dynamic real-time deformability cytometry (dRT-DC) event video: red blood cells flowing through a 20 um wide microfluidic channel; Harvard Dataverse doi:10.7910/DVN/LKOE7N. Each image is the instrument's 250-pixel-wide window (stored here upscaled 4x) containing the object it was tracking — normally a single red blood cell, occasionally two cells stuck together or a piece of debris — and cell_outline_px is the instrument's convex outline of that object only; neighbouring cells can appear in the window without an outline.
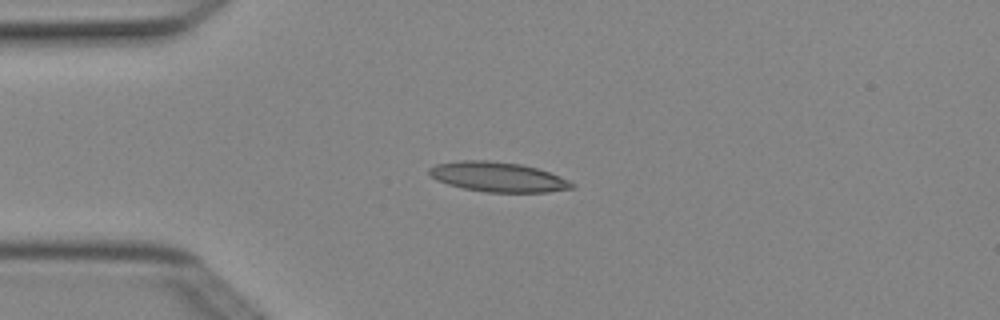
{"species": "Egyptian fruit bat (a non-hibernating species)", "species_latin": "Rousettus aegyptiacus", "temperature_condition": "cold", "stored_images_in_passage": 7, "camera_frame_rate_fps": 3000, "um_per_image_px": 0.085, "animal": {"sex": "female"}, "frame": {"image": 1, "passage_image": 4, "time_ms": 1.0, "image_size_px": [1000, 320], "cell_outline_px": [[576, 188], [548, 192], [484, 192], [464, 188], [448, 184], [436, 180], [428, 172], [428, 168], [436, 164], [460, 160], [488, 160], [520, 164], [536, 168], [560, 176], [576, 184]], "centroid_in_image_um": [42.34, 15.04], "position_along_channel_um": 42.7, "area_um2": 24.8}}
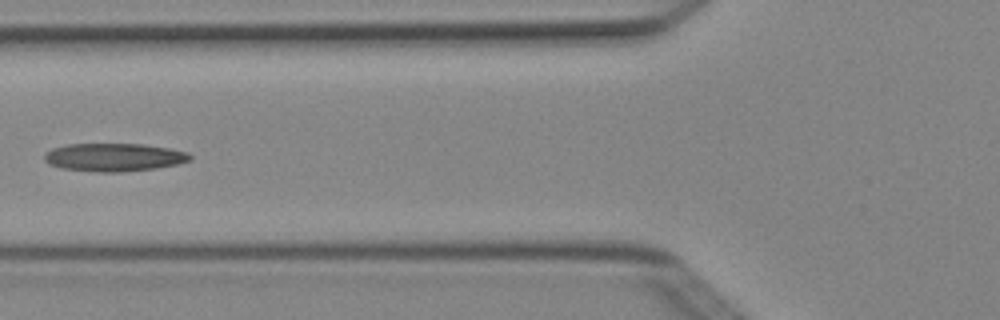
{"frame": {"image": 2, "passage_image": 6, "time_ms": 1.667, "image_size_px": [1000, 320], "cell_outline_px": [[192, 160], [176, 164], [156, 168], [120, 172], [96, 172], [60, 168], [48, 164], [44, 160], [44, 152], [52, 148], [68, 144], [144, 144], [168, 148], [188, 152], [192, 156]], "centroid_in_image_um": [9.66, 13.37], "position_along_channel_um": 116.1, "area_um2": 23.99}}
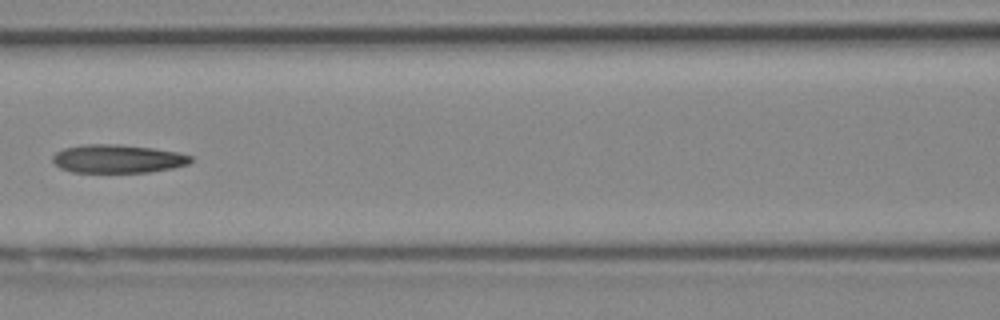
{"frame": {"image": 3, "passage_image": 7, "time_ms": 2.0, "image_size_px": [1000, 320], "cell_outline_px": [[192, 160], [188, 164], [172, 168], [148, 172], [72, 172], [60, 168], [52, 160], [52, 156], [56, 152], [64, 148], [84, 144], [116, 144], [152, 148], [180, 152], [192, 156]], "centroid_in_image_um": [10.0, 13.49], "position_along_channel_um": 156.6, "area_um2": 22.83}}